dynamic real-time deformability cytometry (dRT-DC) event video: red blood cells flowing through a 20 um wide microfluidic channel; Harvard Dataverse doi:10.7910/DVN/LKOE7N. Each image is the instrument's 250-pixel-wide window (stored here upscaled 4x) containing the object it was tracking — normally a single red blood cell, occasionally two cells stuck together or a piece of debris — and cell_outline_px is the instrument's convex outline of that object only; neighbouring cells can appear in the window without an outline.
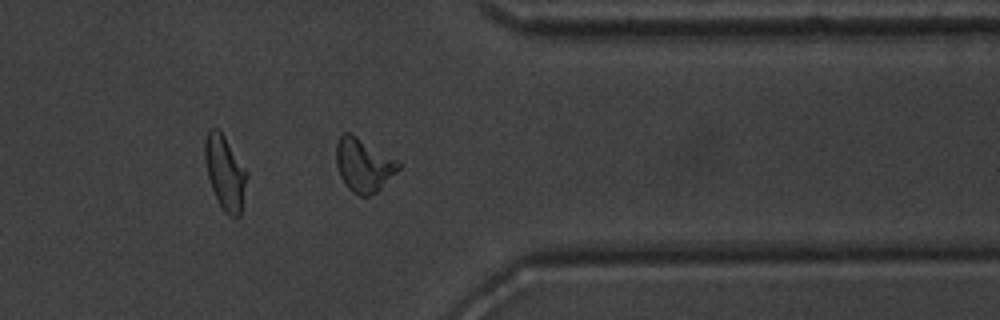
{"species": "common noctule bat (a hibernating species)", "species_latin": "Nyctalus noctula", "temperature_condition": "warm", "stored_images_in_passage": 37, "camera_frame_rate_fps": 3000, "um_per_image_px": 0.085, "animal": {"sex": "male", "body_mass_g": 20.1, "forearm_length_mm": 53.5}, "frame": {"image": 1, "passage_image": 27, "time_ms": 8.667, "image_size_px": [1000, 320], "cell_outline_px": [[400, 168], [376, 192], [368, 196], [360, 196], [352, 192], [344, 184], [340, 176], [336, 164], [336, 144], [340, 136], [344, 132], [352, 132], [400, 160]], "centroid_in_image_um": [30.9, 13.99], "position_along_channel_um": 380.5, "area_um2": 19.77}, "authors_computed_cell_mechanics": {"area_um2": 18.496, "velocity_mm_per_s": 3.9555, "shape_relaxation_time_tau1_ms": 3.7551, "shape_relaxation_time_tau2_ms": 2.2475, "deformation_change_tau1": 0.1934, "deformation_change_tau2": 0.1216}}